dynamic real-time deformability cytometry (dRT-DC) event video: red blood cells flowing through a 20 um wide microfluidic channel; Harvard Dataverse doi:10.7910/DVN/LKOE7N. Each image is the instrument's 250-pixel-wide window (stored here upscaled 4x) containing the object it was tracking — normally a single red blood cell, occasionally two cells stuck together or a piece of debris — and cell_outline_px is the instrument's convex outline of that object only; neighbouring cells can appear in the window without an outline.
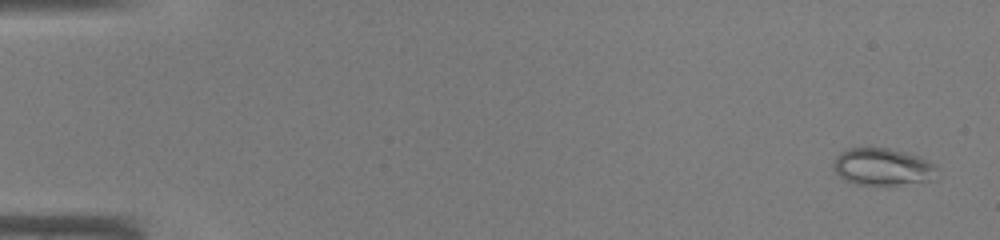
{"species": "common noctule bat (a hibernating species)", "species_latin": "Nyctalus noctula", "temperature_condition": "warm", "stored_images_in_passage": 46, "camera_frame_rate_fps": 3000, "um_per_image_px": 0.085, "animal": {"sex": "male", "body_mass_g": 19.0, "forearm_length_mm": 50.8}, "frame": {"image": 1, "passage_image": 2, "time_ms": 0.333, "image_size_px": [1000, 240], "cell_outline_px": [[936, 168], [932, 180], [896, 184], [856, 184], [844, 180], [832, 168], [832, 164], [836, 156], [840, 152], [848, 148], [888, 148], [920, 156], [928, 160]], "centroid_in_image_um": [74.96, 14.16], "position_along_channel_um": 10.0, "area_um2": 22.14}}
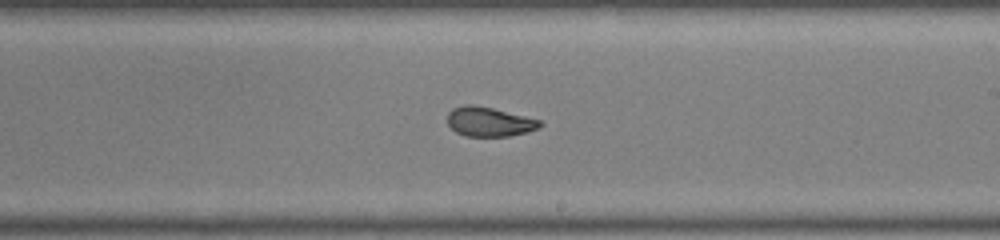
{"frame": {"image": 2, "passage_image": 28, "time_ms": 9.0, "image_size_px": [1000, 240], "cell_outline_px": [[544, 124], [540, 128], [528, 132], [508, 136], [464, 136], [456, 132], [448, 124], [448, 112], [452, 108], [464, 104], [472, 104], [492, 108], [540, 120]], "centroid_in_image_um": [41.58, 10.35], "position_along_channel_um": 247.4, "area_um2": 15.9}}
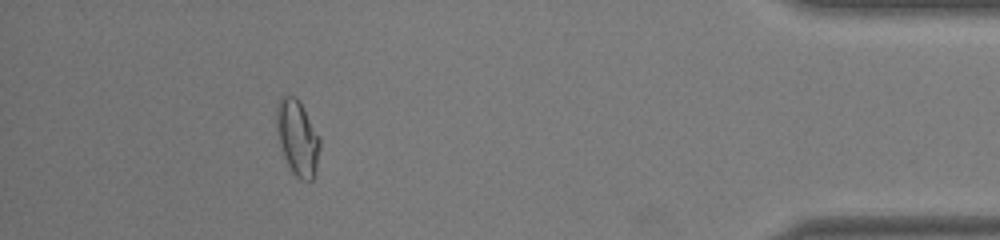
{"frame": {"image": 3, "passage_image": 42, "time_ms": 13.667, "image_size_px": [1000, 240], "cell_outline_px": [[320, 144], [316, 168], [312, 180], [300, 180], [292, 172], [284, 156], [276, 132], [276, 108], [284, 92], [296, 96], [300, 100], [320, 136]], "centroid_in_image_um": [25.28, 11.64], "position_along_channel_um": 409.9, "area_um2": 19.31}}